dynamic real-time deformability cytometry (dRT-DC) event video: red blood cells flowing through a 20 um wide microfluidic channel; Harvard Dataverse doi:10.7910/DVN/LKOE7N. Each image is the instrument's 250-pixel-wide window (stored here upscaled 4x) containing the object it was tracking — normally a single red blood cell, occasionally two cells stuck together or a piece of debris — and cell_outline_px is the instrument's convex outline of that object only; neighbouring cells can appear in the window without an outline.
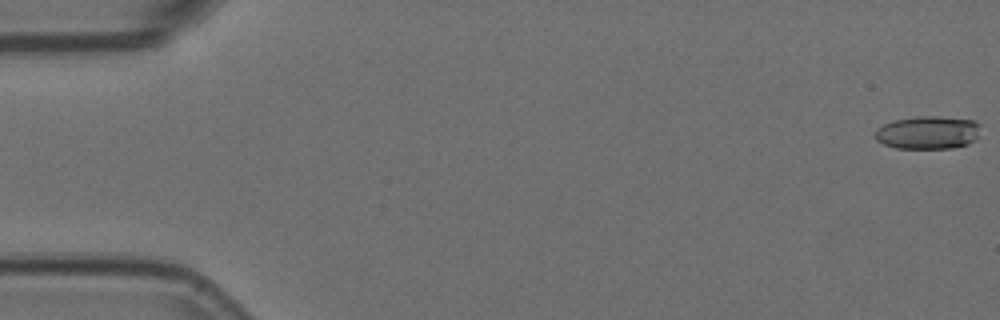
{"species": "Egyptian fruit bat (a non-hibernating species)", "species_latin": "Rousettus aegyptiacus", "temperature_condition": "room temperature", "stored_images_in_passage": 5, "camera_frame_rate_fps": 3000, "um_per_image_px": 0.085, "animal": {"sex": "female"}, "frame": {"image": 1, "passage_image": 1, "time_ms": 0.0, "image_size_px": [1000, 320], "cell_outline_px": [[980, 136], [976, 140], [968, 144], [952, 148], [896, 148], [884, 144], [876, 140], [876, 128], [884, 124], [896, 120], [916, 116], [940, 116], [976, 120], [980, 124]], "centroid_in_image_um": [78.94, 11.26], "position_along_channel_um": 6.1, "area_um2": 20.58}}
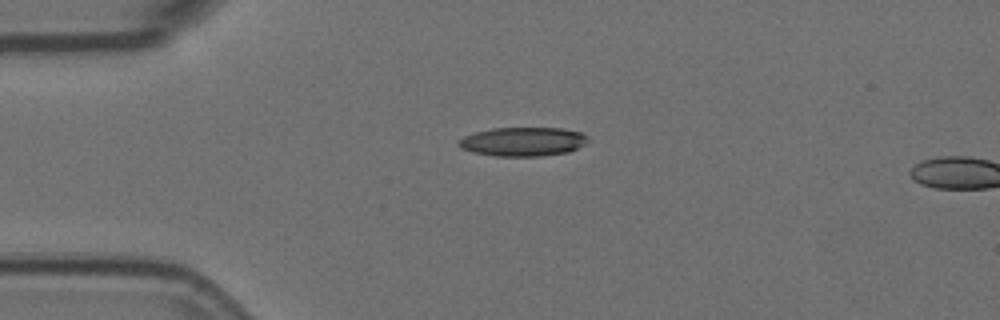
{"frame": {"image": 2, "passage_image": 4, "time_ms": 1.0, "image_size_px": [1000, 320], "cell_outline_px": [[592, 140], [568, 152], [540, 156], [496, 156], [472, 152], [460, 148], [456, 144], [464, 136], [476, 132], [492, 128], [564, 128], [584, 132]], "centroid_in_image_um": [44.49, 12.03], "position_along_channel_um": 40.5, "area_um2": 22.02}}